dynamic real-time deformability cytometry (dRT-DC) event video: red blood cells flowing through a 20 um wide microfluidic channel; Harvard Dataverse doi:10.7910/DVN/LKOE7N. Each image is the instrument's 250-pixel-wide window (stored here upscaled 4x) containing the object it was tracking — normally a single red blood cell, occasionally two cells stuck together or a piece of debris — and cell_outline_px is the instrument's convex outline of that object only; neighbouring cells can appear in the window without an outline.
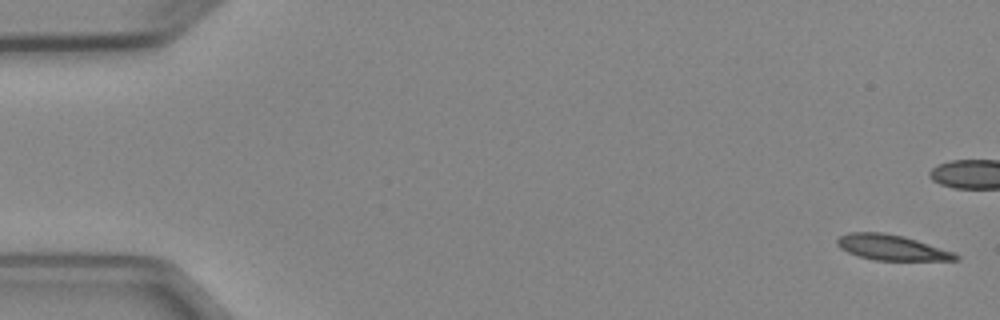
{"species": "Egyptian fruit bat (a non-hibernating species)", "species_latin": "Rousettus aegyptiacus", "temperature_condition": "cold", "stored_images_in_passage": 6, "camera_frame_rate_fps": 3000, "um_per_image_px": 0.085, "animal": {"sex": "female"}, "frame": {"image": 1, "passage_image": 1, "time_ms": 0.0, "image_size_px": [1000, 320], "cell_outline_px": [[960, 260], [876, 260], [860, 256], [848, 252], [840, 248], [836, 244], [836, 240], [840, 236], [848, 232], [884, 232], [904, 236], [956, 252], [960, 256]], "centroid_in_image_um": [75.82, 21.03], "position_along_channel_um": 9.2, "area_um2": 17.63}}